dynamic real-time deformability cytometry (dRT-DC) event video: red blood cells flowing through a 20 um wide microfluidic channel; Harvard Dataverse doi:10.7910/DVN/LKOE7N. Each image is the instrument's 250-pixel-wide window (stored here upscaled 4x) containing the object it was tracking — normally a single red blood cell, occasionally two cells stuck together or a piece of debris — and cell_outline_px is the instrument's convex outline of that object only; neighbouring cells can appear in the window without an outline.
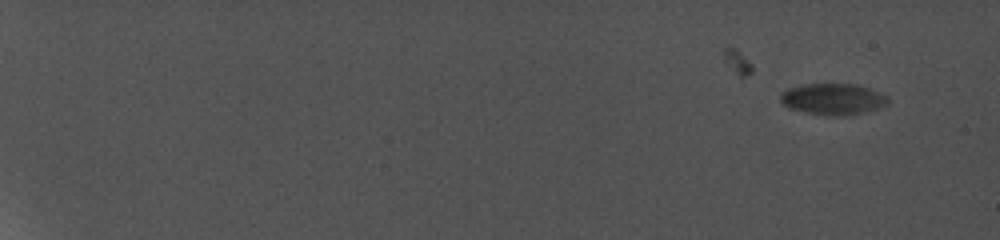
{"species": "common noctule bat (a hibernating species)", "species_latin": "Nyctalus noctula", "temperature_condition": "cold", "stored_images_in_passage": 5, "camera_frame_rate_fps": 5000, "um_per_image_px": 0.085, "animal": {"sex": "female", "body_mass_g": 19.0, "forearm_length_mm": 56.7}, "frame": {"image": 1, "passage_image": 1, "time_ms": 0.0, "image_size_px": [1000, 240], "cell_outline_px": [[888, 104], [876, 108], [844, 116], [828, 116], [804, 112], [788, 108], [780, 100], [780, 92], [788, 88], [804, 84], [856, 84], [868, 88], [888, 96]], "centroid_in_image_um": [70.75, 8.42], "position_along_channel_um": 14.3, "area_um2": 19.54}}